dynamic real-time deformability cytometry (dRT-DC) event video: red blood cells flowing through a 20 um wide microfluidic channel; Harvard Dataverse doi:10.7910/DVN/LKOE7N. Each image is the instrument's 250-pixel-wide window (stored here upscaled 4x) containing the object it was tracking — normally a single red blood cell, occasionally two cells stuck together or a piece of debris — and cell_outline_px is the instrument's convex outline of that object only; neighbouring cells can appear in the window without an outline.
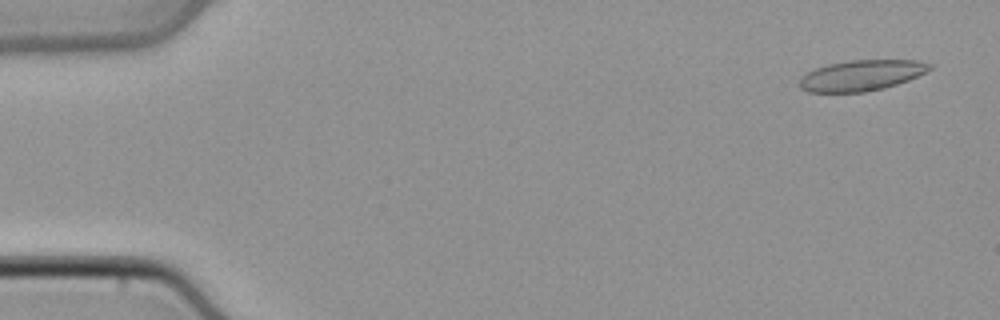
{"species": "common noctule bat (a hibernating species)", "species_latin": "Nyctalus noctula", "temperature_condition": "cold", "stored_images_in_passage": 44, "camera_frame_rate_fps": 3000, "um_per_image_px": 0.085, "animal": {"sex": "male", "body_mass_g": 21.5, "forearm_length_mm": 52.0}, "frame": {"image": 1, "passage_image": 2, "time_ms": 0.333, "image_size_px": [1000, 320], "cell_outline_px": [[932, 68], [908, 80], [884, 88], [864, 92], [808, 92], [800, 88], [800, 80], [808, 72], [816, 68], [828, 64], [852, 60], [916, 60], [932, 64]], "centroid_in_image_um": [73.22, 6.41], "position_along_channel_um": 11.8, "area_um2": 23.0}}
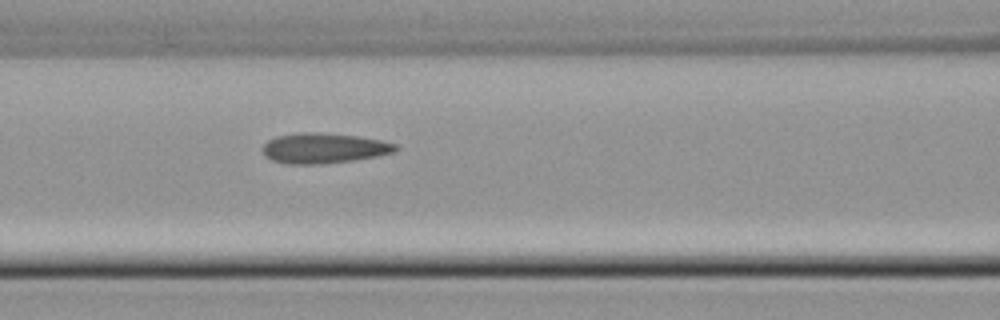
{"frame": {"image": 2, "passage_image": 20, "time_ms": 6.333, "image_size_px": [1000, 320], "cell_outline_px": [[400, 148], [396, 152], [376, 156], [352, 160], [320, 164], [288, 164], [272, 160], [264, 152], [264, 144], [268, 140], [276, 136], [300, 132], [316, 132], [360, 136], [380, 140], [396, 144]], "centroid_in_image_um": [27.56, 12.58], "position_along_channel_um": 139.0, "area_um2": 23.35}}
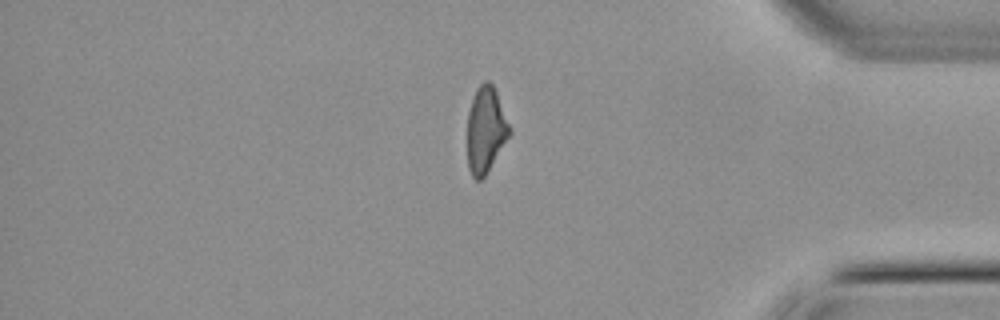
{"frame": {"image": 3, "passage_image": 40, "time_ms": 13.0, "image_size_px": [1000, 320], "cell_outline_px": [[512, 132], [484, 176], [480, 180], [476, 180], [472, 176], [468, 168], [468, 112], [476, 88], [484, 80], [488, 80], [492, 84], [496, 92]], "centroid_in_image_um": [41.28, 11.02], "position_along_channel_um": 393.9, "area_um2": 20.81}}